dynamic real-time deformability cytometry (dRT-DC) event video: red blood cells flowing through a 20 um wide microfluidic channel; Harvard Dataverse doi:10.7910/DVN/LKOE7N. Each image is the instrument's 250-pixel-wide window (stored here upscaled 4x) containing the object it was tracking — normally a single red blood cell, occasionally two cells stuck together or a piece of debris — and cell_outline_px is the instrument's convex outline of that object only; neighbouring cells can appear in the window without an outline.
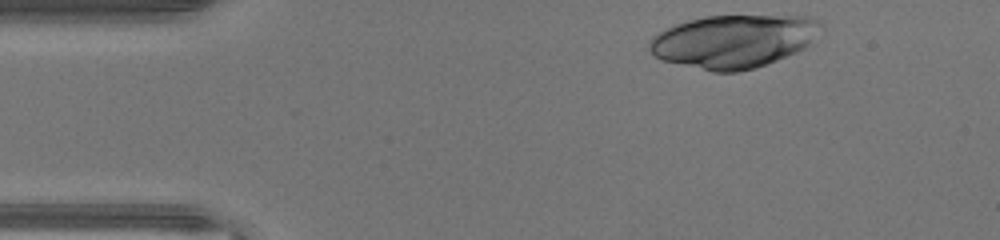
{"species": "human", "species_latin": "Homo sapiens", "temperature_condition": "warm", "stored_images_in_passage": 14, "camera_frame_rate_fps": 3000, "um_per_image_px": 0.085, "donor": {"sex": "male"}, "frame": {"image": 1, "passage_image": 1, "time_ms": 0.0, "image_size_px": [1000, 240], "cell_outline_px": [[824, 28], [812, 44], [796, 52], [776, 60], [752, 68], [736, 72], [712, 72], [660, 60], [648, 48], [648, 40], [652, 36], [676, 24], [688, 20], [704, 16], [816, 16], [824, 24]], "centroid_in_image_um": [62.41, 3.49], "position_along_channel_um": 22.6, "area_um2": 53.52}}
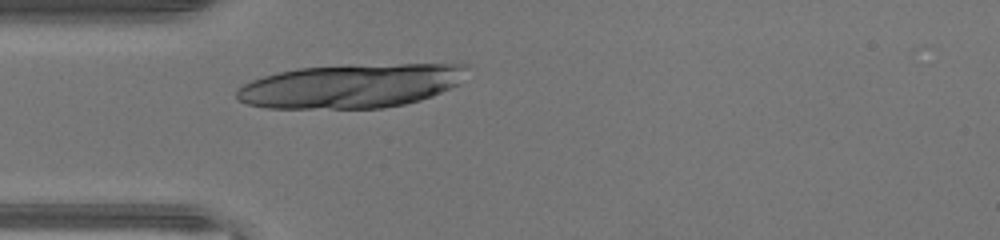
{"frame": {"image": 2, "passage_image": 8, "time_ms": 2.333, "image_size_px": [1000, 240], "cell_outline_px": [[468, 68], [456, 84], [432, 96], [420, 100], [404, 104], [384, 108], [264, 108], [248, 104], [236, 100], [236, 88], [252, 80], [264, 76], [280, 72], [300, 68], [352, 64], [468, 64]], "centroid_in_image_um": [29.78, 7.3], "position_along_channel_um": 55.2, "area_um2": 58.96}}
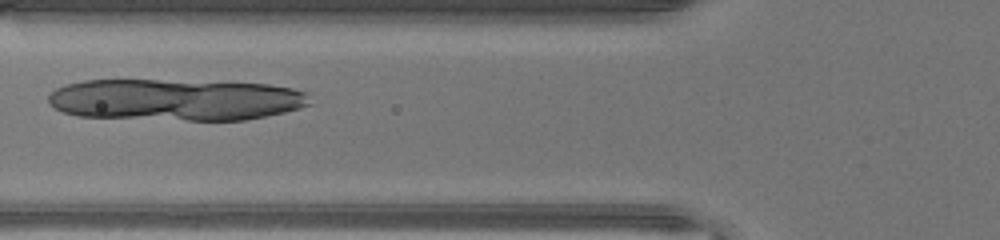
{"frame": {"image": 3, "passage_image": 12, "time_ms": 3.667, "image_size_px": [1000, 240], "cell_outline_px": [[312, 104], [300, 108], [284, 112], [244, 120], [188, 120], [76, 116], [64, 112], [48, 104], [48, 96], [56, 88], [64, 84], [84, 80], [156, 80], [268, 84], [292, 88], [308, 92]], "centroid_in_image_um": [14.92, 8.47], "position_along_channel_um": 110.9, "area_um2": 63.58}}